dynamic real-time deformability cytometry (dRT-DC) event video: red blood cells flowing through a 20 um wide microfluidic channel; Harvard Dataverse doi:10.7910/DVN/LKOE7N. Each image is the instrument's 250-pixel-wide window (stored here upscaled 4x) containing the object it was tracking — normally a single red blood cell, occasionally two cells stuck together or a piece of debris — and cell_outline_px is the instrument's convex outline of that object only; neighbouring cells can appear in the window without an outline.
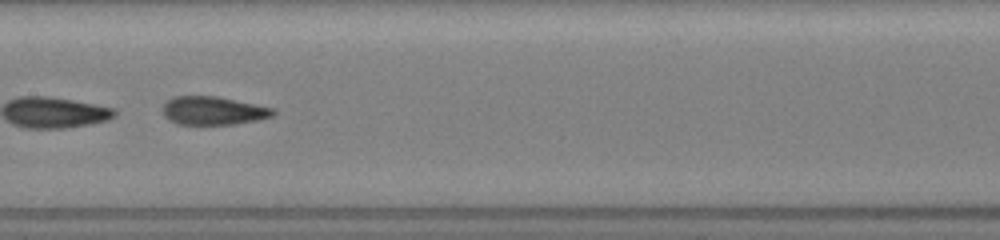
{"species": "common noctule bat (a hibernating species)", "species_latin": "Nyctalus noctula", "temperature_condition": "room temperature", "stored_images_in_passage": 41, "segment_of_instrument_passage": [2, 2], "camera_frame_rate_fps": 3000, "um_per_image_px": 0.085, "animal": {"sex": "female", "body_mass_g": 19.5, "forearm_length_mm": 54.1}, "frame": {"image": 1, "passage_image": 28, "time_ms": 9.0, "image_size_px": [1000, 240], "cell_outline_px": [[276, 112], [272, 116], [256, 120], [232, 124], [176, 124], [168, 120], [164, 116], [164, 104], [172, 96], [216, 96], [272, 108]], "centroid_in_image_um": [18.08, 9.41], "position_along_channel_um": 189.3, "area_um2": 17.98}}